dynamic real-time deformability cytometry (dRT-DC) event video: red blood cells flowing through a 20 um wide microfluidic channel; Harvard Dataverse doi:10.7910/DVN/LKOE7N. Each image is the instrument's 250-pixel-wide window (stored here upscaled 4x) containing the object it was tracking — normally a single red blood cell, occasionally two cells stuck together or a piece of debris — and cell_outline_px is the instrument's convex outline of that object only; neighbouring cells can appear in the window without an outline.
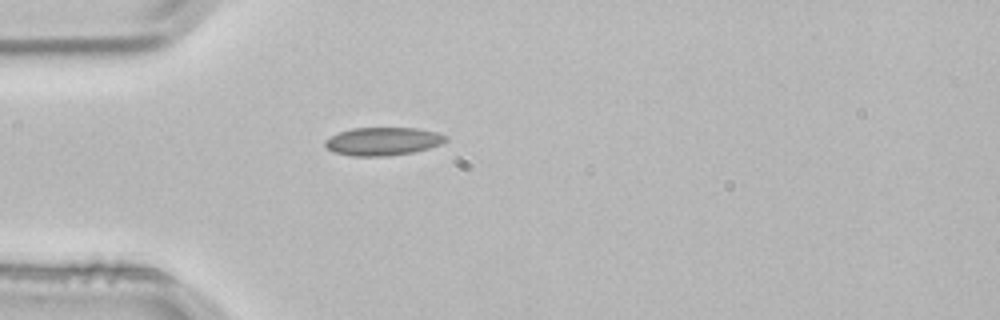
{"species": "common noctule bat (a hibernating species)", "species_latin": "Nyctalus noctula", "temperature_condition": "room temperature", "stored_images_in_passage": 4, "camera_frame_rate_fps": 3000, "um_per_image_px": 0.085, "animal": {"sex": "male", "body_mass_g": 21.5, "forearm_length_mm": 52.0}, "frame": {"image": 1, "passage_image": 4, "time_ms": 1.0, "image_size_px": [1000, 320], "cell_outline_px": [[448, 140], [440, 144], [428, 148], [412, 152], [388, 156], [352, 156], [332, 152], [324, 144], [324, 140], [340, 132], [352, 128], [416, 128], [436, 132], [448, 136]], "centroid_in_image_um": [32.54, 12.01], "position_along_channel_um": 52.5, "area_um2": 19.71}}